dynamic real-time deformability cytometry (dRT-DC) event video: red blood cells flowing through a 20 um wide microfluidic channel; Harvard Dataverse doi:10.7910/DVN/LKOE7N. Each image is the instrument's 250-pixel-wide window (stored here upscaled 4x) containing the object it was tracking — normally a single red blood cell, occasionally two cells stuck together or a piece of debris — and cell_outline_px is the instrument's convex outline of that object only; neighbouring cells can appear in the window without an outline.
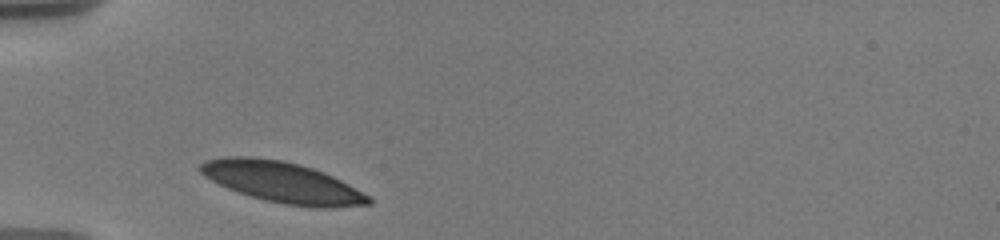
{"species": "human", "species_latin": "Homo sapiens", "temperature_condition": "warm", "stored_images_in_passage": 2, "camera_frame_rate_fps": 3000, "um_per_image_px": 0.085, "donor": {"sex": "male"}, "frame": {"image": 1, "passage_image": 1, "time_ms": 0.0, "image_size_px": [1000, 240], "cell_outline_px": [[372, 204], [332, 208], [312, 208], [284, 204], [264, 200], [228, 188], [204, 176], [200, 172], [200, 164], [204, 160], [224, 156], [252, 156], [280, 160], [300, 164], [312, 168], [332, 176], [340, 180], [368, 196], [372, 200]], "centroid_in_image_um": [23.98, 15.49], "position_along_channel_um": 61.0, "area_um2": 39.77}}